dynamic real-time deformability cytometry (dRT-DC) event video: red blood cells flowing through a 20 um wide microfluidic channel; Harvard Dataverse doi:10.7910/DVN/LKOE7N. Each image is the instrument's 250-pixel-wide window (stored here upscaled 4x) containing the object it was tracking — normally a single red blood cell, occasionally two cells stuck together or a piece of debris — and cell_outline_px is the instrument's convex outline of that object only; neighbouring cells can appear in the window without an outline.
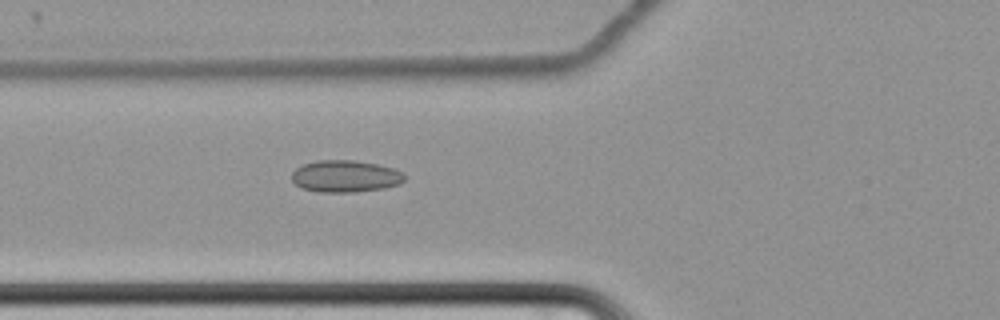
{"species": "common noctule bat (a hibernating species)", "species_latin": "Nyctalus noctula", "temperature_condition": "cold", "stored_images_in_passage": 62, "camera_frame_rate_fps": 3000, "um_per_image_px": 0.085, "animal": {"sex": "female", "body_mass_g": 22.7, "forearm_length_mm": 54.2}, "frame": {"image": 1, "passage_image": 25, "time_ms": 8.0, "image_size_px": [1000, 320], "cell_outline_px": [[404, 180], [400, 184], [384, 188], [356, 192], [316, 192], [304, 188], [296, 184], [292, 180], [292, 172], [296, 168], [304, 164], [316, 160], [356, 160], [376, 164], [392, 168], [404, 172]], "centroid_in_image_um": [29.36, 14.98], "position_along_channel_um": 96.4, "area_um2": 21.04}}
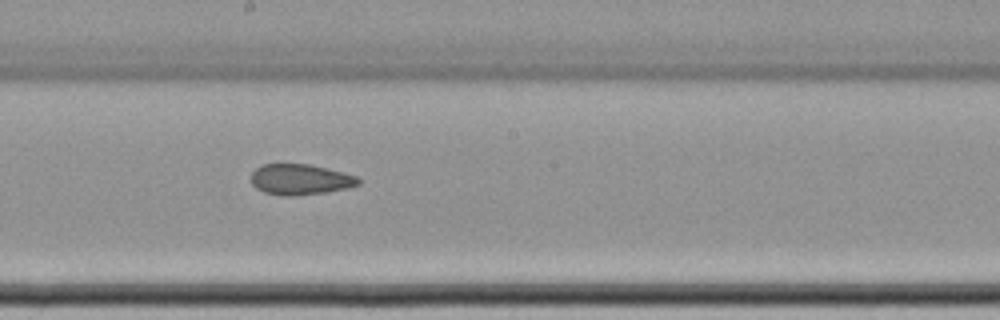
{"frame": {"image": 2, "passage_image": 36, "time_ms": 11.667, "image_size_px": [1000, 320], "cell_outline_px": [[360, 184], [348, 188], [324, 192], [296, 196], [284, 196], [264, 192], [256, 188], [252, 184], [252, 172], [256, 168], [264, 164], [308, 164], [328, 168], [356, 176], [360, 180]], "centroid_in_image_um": [25.52, 15.26], "position_along_channel_um": 222.7, "area_um2": 19.13}}
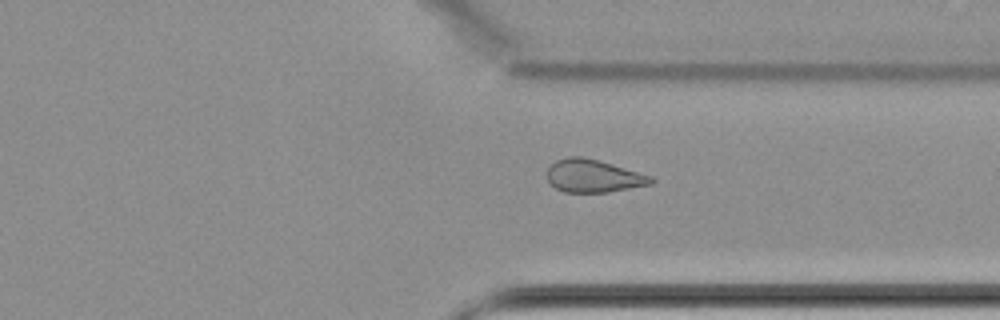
{"frame": {"image": 3, "passage_image": 48, "time_ms": 15.667, "image_size_px": [1000, 320], "cell_outline_px": [[656, 180], [652, 184], [608, 192], [564, 192], [556, 188], [548, 180], [548, 168], [556, 160], [568, 156], [584, 156], [652, 176]], "centroid_in_image_um": [50.45, 14.95], "position_along_channel_um": 361.0, "area_um2": 19.77}}